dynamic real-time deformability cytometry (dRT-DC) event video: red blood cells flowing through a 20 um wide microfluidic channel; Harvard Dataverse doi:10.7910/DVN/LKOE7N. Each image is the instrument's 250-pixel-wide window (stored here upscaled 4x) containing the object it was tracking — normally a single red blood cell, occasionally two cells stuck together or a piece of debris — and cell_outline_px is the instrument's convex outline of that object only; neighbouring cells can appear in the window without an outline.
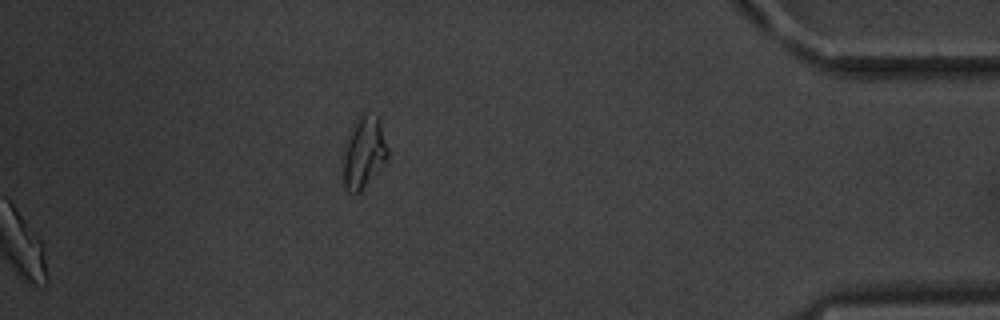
{"species": "common noctule bat (a hibernating species)", "species_latin": "Nyctalus noctula", "temperature_condition": "warm", "stored_images_in_passage": 53, "segment_of_instrument_passage": [2, 2], "camera_frame_rate_fps": 3000, "um_per_image_px": 0.085, "animal": {"sex": "male", "body_mass_g": 20.1, "forearm_length_mm": 53.5}, "frame": {"image": 1, "passage_image": 53, "time_ms": 17.333, "image_size_px": [1000, 320], "cell_outline_px": [[388, 156], [360, 192], [348, 192], [344, 188], [344, 152], [348, 136], [360, 112], [376, 116], [380, 120], [388, 148]], "centroid_in_image_um": [30.93, 12.93], "position_along_channel_um": 404.3, "area_um2": 18.09}}